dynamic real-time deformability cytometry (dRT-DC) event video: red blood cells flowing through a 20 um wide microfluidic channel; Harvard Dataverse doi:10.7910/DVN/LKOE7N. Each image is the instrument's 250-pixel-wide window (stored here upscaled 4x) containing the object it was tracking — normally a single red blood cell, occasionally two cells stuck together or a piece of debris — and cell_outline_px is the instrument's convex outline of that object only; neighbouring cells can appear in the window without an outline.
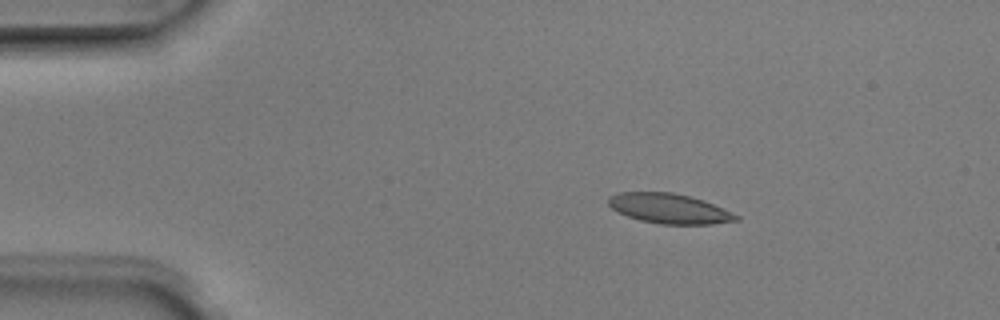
{"species": "Egyptian fruit bat (a non-hibernating species)", "species_latin": "Rousettus aegyptiacus", "temperature_condition": "room temperature", "stored_images_in_passage": 3, "camera_frame_rate_fps": 3000, "um_per_image_px": 0.085, "animal": {"sex": "male"}, "frame": {"image": 1, "passage_image": 1, "time_ms": 0.0, "image_size_px": [1000, 320], "cell_outline_px": [[740, 220], [712, 224], [660, 224], [640, 220], [628, 216], [612, 208], [608, 204], [608, 196], [620, 192], [672, 192], [704, 200], [740, 216]], "centroid_in_image_um": [56.89, 17.72], "position_along_channel_um": 28.1, "area_um2": 22.14}}
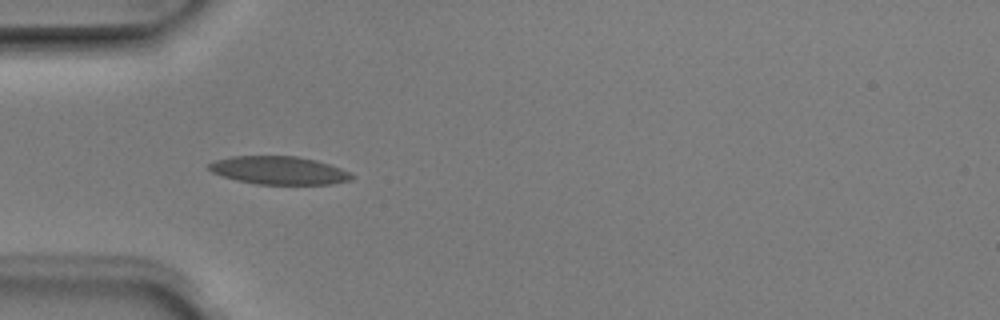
{"frame": {"image": 2, "passage_image": 2, "time_ms": 0.333, "image_size_px": [1000, 320], "cell_outline_px": [[356, 176], [352, 180], [332, 184], [256, 184], [236, 180], [212, 172], [208, 168], [208, 164], [216, 160], [232, 156], [296, 156], [316, 160], [352, 172]], "centroid_in_image_um": [23.76, 14.48], "position_along_channel_um": 61.2, "area_um2": 23.41}}
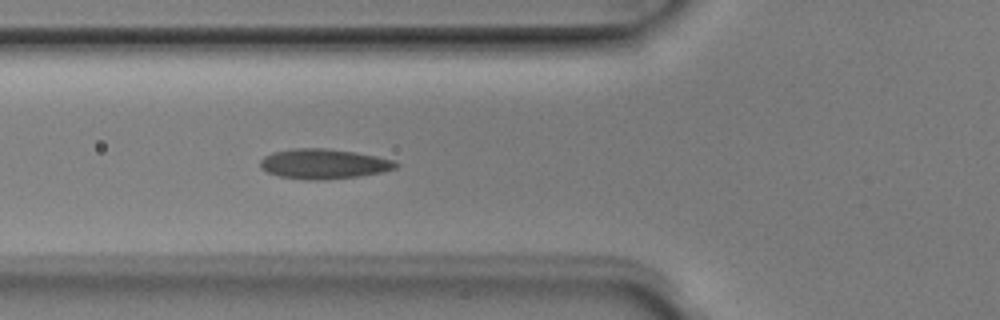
{"frame": {"image": 3, "passage_image": 3, "time_ms": 0.667, "image_size_px": [1000, 320], "cell_outline_px": [[400, 164], [396, 168], [380, 172], [360, 176], [324, 180], [308, 180], [280, 176], [268, 172], [260, 168], [260, 160], [264, 156], [272, 152], [292, 148], [328, 148], [356, 152], [396, 160]], "centroid_in_image_um": [27.52, 13.92], "position_along_channel_um": 98.3, "area_um2": 23.87}}